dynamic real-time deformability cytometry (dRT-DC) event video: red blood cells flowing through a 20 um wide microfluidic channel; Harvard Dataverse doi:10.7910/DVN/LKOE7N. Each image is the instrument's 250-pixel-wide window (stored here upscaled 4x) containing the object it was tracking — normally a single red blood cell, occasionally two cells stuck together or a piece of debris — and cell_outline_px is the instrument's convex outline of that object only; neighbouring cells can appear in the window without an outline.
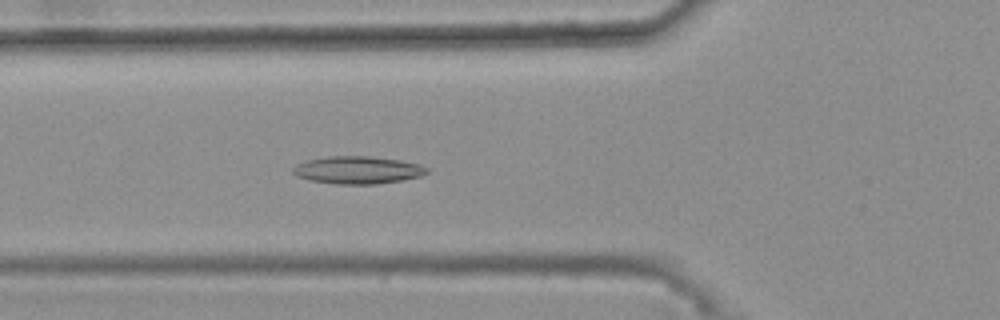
{"species": "common noctule bat (a hibernating species)", "species_latin": "Nyctalus noctula", "temperature_condition": "warm", "stored_images_in_passage": 38, "camera_frame_rate_fps": 3000, "um_per_image_px": 0.085, "animal": {"sex": "female", "body_mass_g": 25.1}, "frame": {"image": 1, "passage_image": 11, "time_ms": 3.333, "image_size_px": [1000, 320], "cell_outline_px": [[428, 172], [420, 176], [400, 180], [376, 184], [336, 184], [308, 180], [296, 176], [292, 172], [292, 168], [296, 164], [308, 160], [328, 156], [368, 156], [400, 160], [416, 164], [428, 168]], "centroid_in_image_um": [30.34, 14.45], "position_along_channel_um": 95.5, "area_um2": 21.39}}
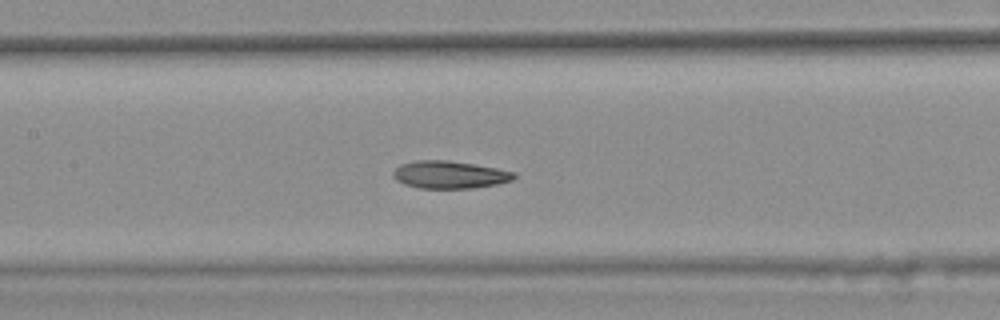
{"frame": {"image": 2, "passage_image": 17, "time_ms": 5.333, "image_size_px": [1000, 320], "cell_outline_px": [[516, 176], [512, 180], [496, 184], [472, 188], [420, 188], [404, 184], [396, 180], [392, 176], [392, 172], [400, 164], [416, 160], [448, 160], [496, 168], [516, 172]], "centroid_in_image_um": [38.19, 14.84], "position_along_channel_um": 169.2, "area_um2": 19.36}}
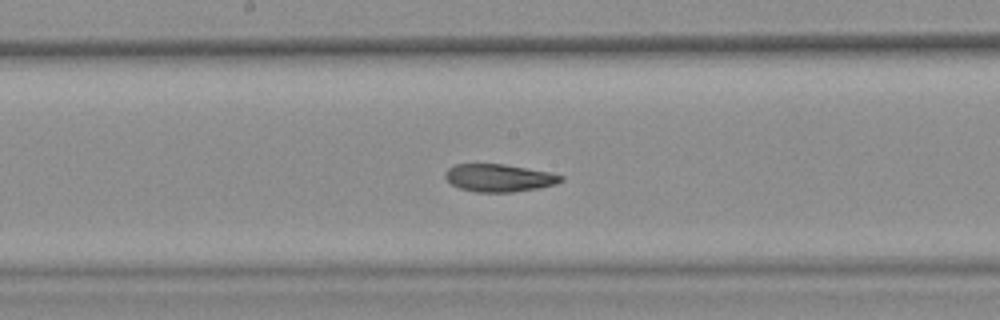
{"frame": {"image": 3, "passage_image": 20, "time_ms": 6.333, "image_size_px": [1000, 320], "cell_outline_px": [[564, 180], [556, 184], [540, 188], [512, 192], [476, 192], [460, 188], [452, 184], [444, 176], [444, 172], [448, 168], [456, 164], [504, 164], [548, 172], [564, 176]], "centroid_in_image_um": [42.42, 15.12], "position_along_channel_um": 205.8, "area_um2": 18.61}, "authors_computed_cell_mechanics": {"area_um2": 19.4786, "velocity_mm_per_s": 3.6823, "shape_relaxation_time_tau1_ms": null, "shape_relaxation_time_tau2_ms": 2.7048, "deformation_change_tau1": null, "deformation_change_tau2": 0.091}}